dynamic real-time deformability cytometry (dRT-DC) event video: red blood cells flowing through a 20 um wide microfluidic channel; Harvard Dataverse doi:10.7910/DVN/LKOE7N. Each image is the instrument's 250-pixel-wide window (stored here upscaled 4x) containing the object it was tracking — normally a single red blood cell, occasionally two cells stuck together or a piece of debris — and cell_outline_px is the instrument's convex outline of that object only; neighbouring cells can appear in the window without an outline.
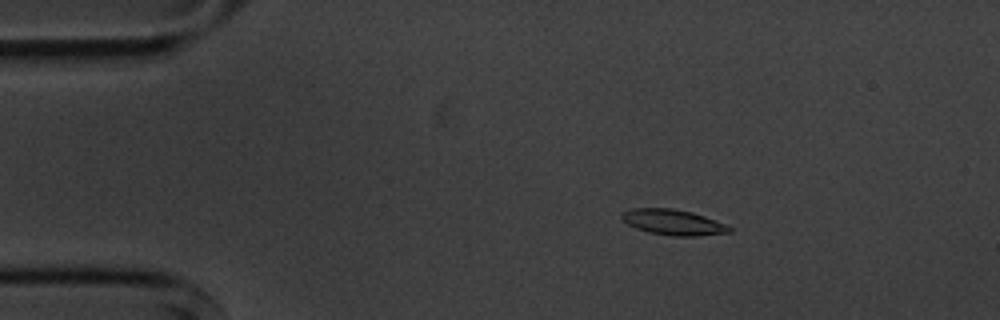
{"species": "common noctule bat (a hibernating species)", "species_latin": "Nyctalus noctula", "temperature_condition": "cold", "stored_images_in_passage": 8, "camera_frame_rate_fps": 3000, "um_per_image_px": 0.085, "animal": {"sex": "male", "body_mass_g": 20.1, "forearm_length_mm": 53.5}, "frame": {"image": 1, "passage_image": 3, "time_ms": 2.333, "image_size_px": [1000, 320], "cell_outline_px": [[732, 232], [696, 236], [672, 236], [648, 232], [636, 228], [628, 224], [620, 216], [620, 212], [632, 208], [672, 208], [692, 212], [704, 216], [724, 224], [732, 228]], "centroid_in_image_um": [57.19, 18.89], "position_along_channel_um": 27.8, "area_um2": 16.01}}
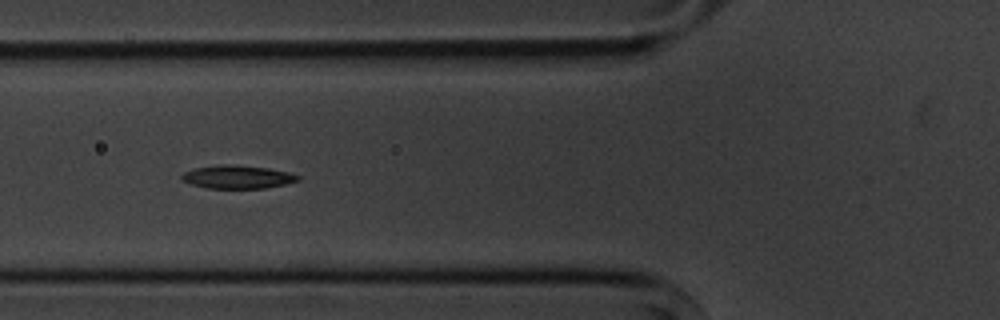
{"frame": {"image": 2, "passage_image": 6, "time_ms": 6.0, "image_size_px": [1000, 320], "cell_outline_px": [[300, 180], [284, 184], [264, 188], [208, 188], [192, 184], [180, 180], [180, 176], [184, 172], [196, 168], [224, 164], [236, 164], [268, 168], [288, 172], [300, 176]], "centroid_in_image_um": [20.18, 15.03], "position_along_channel_um": 105.6, "area_um2": 15.66}}
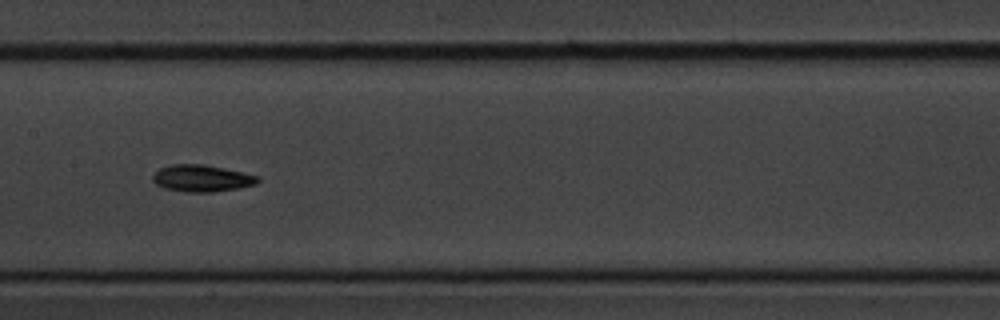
{"frame": {"image": 3, "passage_image": 8, "time_ms": 8.333, "image_size_px": [1000, 320], "cell_outline_px": [[260, 180], [256, 184], [236, 188], [212, 192], [188, 192], [164, 188], [156, 184], [152, 180], [152, 176], [160, 168], [172, 164], [204, 164], [224, 168], [260, 176]], "centroid_in_image_um": [17.15, 15.15], "position_along_channel_um": 190.2, "area_um2": 16.36}}